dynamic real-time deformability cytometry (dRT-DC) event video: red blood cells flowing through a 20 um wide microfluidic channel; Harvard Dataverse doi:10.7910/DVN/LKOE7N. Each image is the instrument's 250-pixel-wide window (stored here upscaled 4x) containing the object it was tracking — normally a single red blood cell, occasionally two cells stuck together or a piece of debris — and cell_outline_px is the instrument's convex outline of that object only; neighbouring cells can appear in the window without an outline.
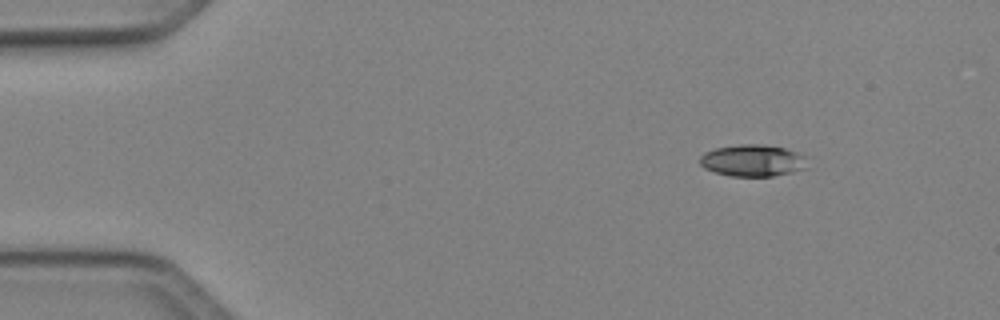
{"species": "Egyptian fruit bat (a non-hibernating species)", "species_latin": "Rousettus aegyptiacus", "temperature_condition": "cold", "stored_images_in_passage": 44, "camera_frame_rate_fps": 3000, "um_per_image_px": 0.085, "animal": {"sex": "female"}, "frame": {"image": 1, "passage_image": 1, "time_ms": 0.0, "image_size_px": [1000, 320], "cell_outline_px": [[808, 168], [792, 172], [772, 176], [732, 176], [716, 172], [704, 168], [700, 164], [700, 156], [704, 152], [716, 148], [740, 144], [764, 144], [804, 152], [808, 156]], "centroid_in_image_um": [64.07, 13.63], "position_along_channel_um": 20.9, "area_um2": 20.35}}
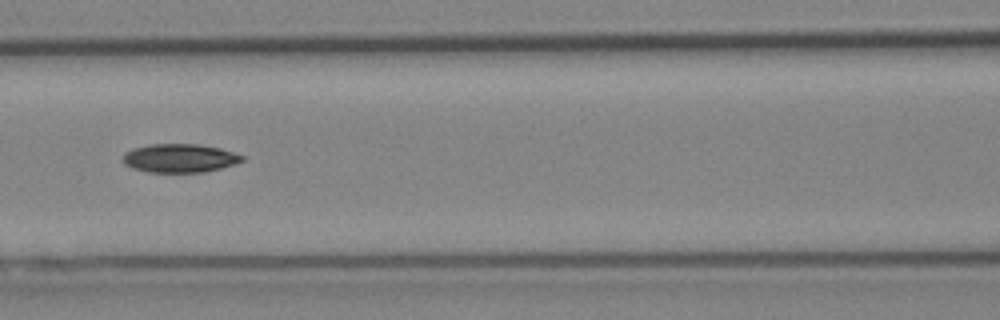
{"frame": {"image": 2, "passage_image": 17, "time_ms": 5.333, "image_size_px": [1000, 320], "cell_outline_px": [[244, 160], [236, 164], [204, 172], [148, 172], [132, 168], [124, 164], [120, 160], [124, 152], [132, 148], [148, 144], [196, 144], [220, 148], [244, 156]], "centroid_in_image_um": [15.22, 13.44], "position_along_channel_um": 151.4, "area_um2": 20.06}}
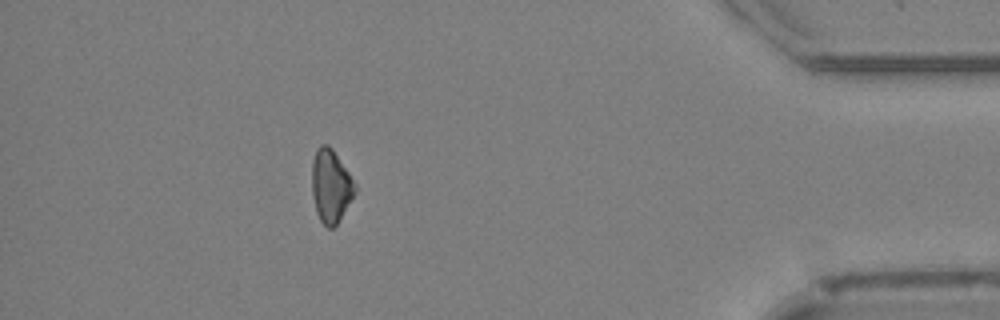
{"frame": {"image": 3, "passage_image": 39, "time_ms": 12.667, "image_size_px": [1000, 320], "cell_outline_px": [[356, 192], [336, 224], [332, 228], [328, 228], [320, 220], [316, 212], [312, 196], [312, 160], [316, 148], [320, 144], [328, 144], [332, 148], [356, 184]], "centroid_in_image_um": [28.09, 15.78], "position_along_channel_um": 407.1, "area_um2": 18.26}, "authors_computed_cell_mechanics": {"area_um2": 19.4208, "velocity_mm_per_s": 4.1367, "shape_relaxation_time_tau1_ms": 3.0127, "shape_relaxation_time_tau2_ms": null, "deformation_change_tau1": 0.1148, "deformation_change_tau2": null}}